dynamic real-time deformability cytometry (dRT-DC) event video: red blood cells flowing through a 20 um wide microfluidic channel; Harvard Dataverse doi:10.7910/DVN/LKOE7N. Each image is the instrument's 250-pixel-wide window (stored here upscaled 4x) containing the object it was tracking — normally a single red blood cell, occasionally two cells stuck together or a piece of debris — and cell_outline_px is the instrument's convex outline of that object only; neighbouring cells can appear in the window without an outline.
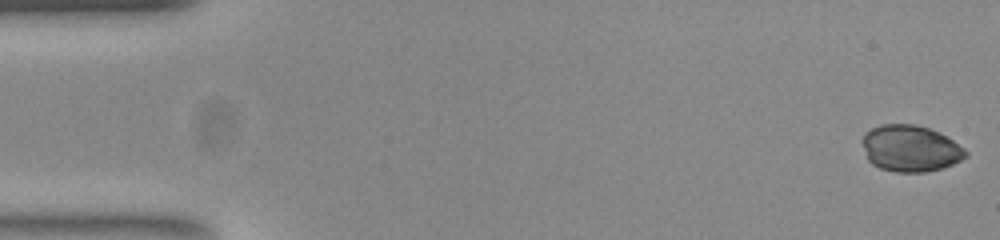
{"species": "common noctule bat (a hibernating species)", "species_latin": "Nyctalus noctula", "temperature_condition": "room temperature", "stored_images_in_passage": 52, "camera_frame_rate_fps": 3000, "um_per_image_px": 0.085, "animal": {"sex": "female", "body_mass_g": 23.0, "forearm_length_mm": 53.4}, "frame": {"image": 1, "passage_image": 1, "time_ms": 0.0, "image_size_px": [1000, 240], "cell_outline_px": [[968, 156], [952, 164], [940, 168], [924, 172], [896, 172], [880, 168], [872, 164], [868, 160], [864, 148], [864, 132], [880, 124], [916, 124], [940, 132], [964, 148], [968, 152]], "centroid_in_image_um": [77.39, 12.61], "position_along_channel_um": 7.6, "area_um2": 27.86}}
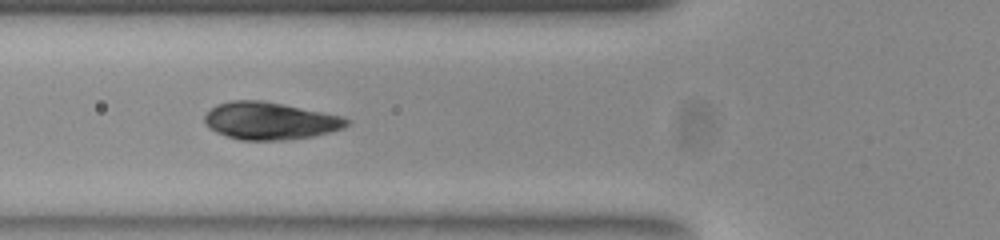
{"frame": {"image": 2, "passage_image": 19, "time_ms": 6.0, "image_size_px": [1000, 240], "cell_outline_px": [[348, 124], [344, 128], [312, 136], [284, 140], [240, 140], [216, 132], [208, 128], [204, 120], [204, 116], [216, 104], [232, 100], [260, 100], [284, 104], [340, 116], [348, 120]], "centroid_in_image_um": [22.9, 10.27], "position_along_channel_um": 102.9, "area_um2": 30.69}}
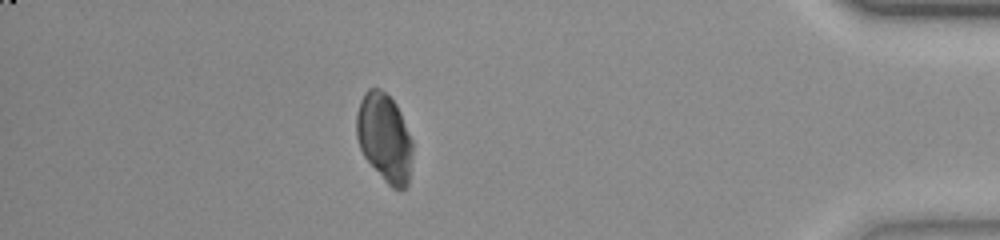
{"frame": {"image": 3, "passage_image": 46, "time_ms": 15.0, "image_size_px": [1000, 240], "cell_outline_px": [[412, 156], [408, 184], [400, 192], [392, 188], [384, 180], [364, 156], [360, 148], [356, 136], [356, 112], [360, 100], [364, 92], [368, 88], [380, 88], [396, 104], [400, 112], [412, 140]], "centroid_in_image_um": [32.67, 11.71], "position_along_channel_um": 402.5, "area_um2": 28.96}, "authors_computed_cell_mechanics": {"area_um2": 29.4202, "velocity_mm_per_s": 3.8607, "shape_relaxation_time_tau1_ms": 5.5218, "shape_relaxation_time_tau2_ms": null, "deformation_change_tau1": 0.0915, "deformation_change_tau2": null}}